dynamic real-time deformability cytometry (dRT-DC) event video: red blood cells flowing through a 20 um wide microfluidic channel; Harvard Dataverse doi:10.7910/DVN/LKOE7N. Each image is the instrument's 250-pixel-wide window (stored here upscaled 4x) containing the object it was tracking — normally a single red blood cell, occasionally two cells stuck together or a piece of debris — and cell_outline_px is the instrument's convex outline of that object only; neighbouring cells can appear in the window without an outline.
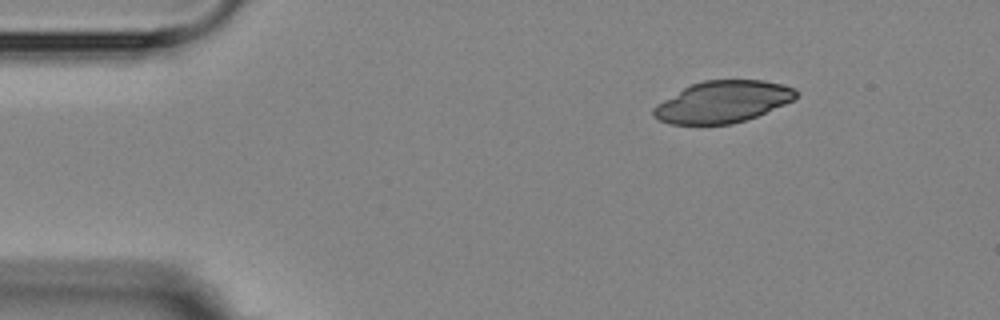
{"species": "Egyptian fruit bat (a non-hibernating species)", "species_latin": "Rousettus aegyptiacus", "temperature_condition": "room temperature", "stored_images_in_passage": 3, "camera_frame_rate_fps": 3000, "um_per_image_px": 0.085, "animal": {"sex": "female"}, "frame": {"image": 1, "passage_image": 1, "time_ms": 0.0, "image_size_px": [1000, 320], "cell_outline_px": [[796, 96], [792, 100], [784, 104], [756, 116], [732, 124], [672, 124], [660, 120], [652, 116], [652, 108], [656, 104], [684, 88], [692, 84], [704, 80], [764, 80], [784, 84], [796, 88]], "centroid_in_image_um": [61.42, 8.65], "position_along_channel_um": 23.6, "area_um2": 34.39}}